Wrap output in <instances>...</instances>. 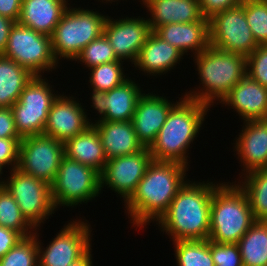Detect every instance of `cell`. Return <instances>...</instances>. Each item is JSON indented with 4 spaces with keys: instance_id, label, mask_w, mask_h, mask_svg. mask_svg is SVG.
Returning <instances> with one entry per match:
<instances>
[{
    "instance_id": "6da1fadb",
    "label": "cell",
    "mask_w": 267,
    "mask_h": 266,
    "mask_svg": "<svg viewBox=\"0 0 267 266\" xmlns=\"http://www.w3.org/2000/svg\"><path fill=\"white\" fill-rule=\"evenodd\" d=\"M186 171L187 166L179 162L152 160L136 191L124 204L133 226L145 227L160 219L187 182Z\"/></svg>"
},
{
    "instance_id": "7a4b0ae2",
    "label": "cell",
    "mask_w": 267,
    "mask_h": 266,
    "mask_svg": "<svg viewBox=\"0 0 267 266\" xmlns=\"http://www.w3.org/2000/svg\"><path fill=\"white\" fill-rule=\"evenodd\" d=\"M188 180L157 221L161 231L174 241L209 240L211 200L220 183Z\"/></svg>"
},
{
    "instance_id": "3957f363",
    "label": "cell",
    "mask_w": 267,
    "mask_h": 266,
    "mask_svg": "<svg viewBox=\"0 0 267 266\" xmlns=\"http://www.w3.org/2000/svg\"><path fill=\"white\" fill-rule=\"evenodd\" d=\"M210 106L183 96L170 109L166 122L148 148L153 161L188 164L190 144L197 137ZM188 149V150H187ZM187 154V155H186Z\"/></svg>"
},
{
    "instance_id": "277c9868",
    "label": "cell",
    "mask_w": 267,
    "mask_h": 266,
    "mask_svg": "<svg viewBox=\"0 0 267 266\" xmlns=\"http://www.w3.org/2000/svg\"><path fill=\"white\" fill-rule=\"evenodd\" d=\"M194 58L203 87L185 92L184 96L210 107L216 103L215 100L221 102L246 75V57L241 54L225 52L209 45Z\"/></svg>"
},
{
    "instance_id": "5b68a950",
    "label": "cell",
    "mask_w": 267,
    "mask_h": 266,
    "mask_svg": "<svg viewBox=\"0 0 267 266\" xmlns=\"http://www.w3.org/2000/svg\"><path fill=\"white\" fill-rule=\"evenodd\" d=\"M220 183L211 200L209 240L220 244H237L256 222L248 199L237 184Z\"/></svg>"
},
{
    "instance_id": "8992f818",
    "label": "cell",
    "mask_w": 267,
    "mask_h": 266,
    "mask_svg": "<svg viewBox=\"0 0 267 266\" xmlns=\"http://www.w3.org/2000/svg\"><path fill=\"white\" fill-rule=\"evenodd\" d=\"M68 7L51 36L54 58L75 60L90 42L104 33L108 16L97 11Z\"/></svg>"
},
{
    "instance_id": "52a82bcc",
    "label": "cell",
    "mask_w": 267,
    "mask_h": 266,
    "mask_svg": "<svg viewBox=\"0 0 267 266\" xmlns=\"http://www.w3.org/2000/svg\"><path fill=\"white\" fill-rule=\"evenodd\" d=\"M100 173L94 168L64 157L51 184L55 208L74 207L95 200L101 193Z\"/></svg>"
},
{
    "instance_id": "ba28073f",
    "label": "cell",
    "mask_w": 267,
    "mask_h": 266,
    "mask_svg": "<svg viewBox=\"0 0 267 266\" xmlns=\"http://www.w3.org/2000/svg\"><path fill=\"white\" fill-rule=\"evenodd\" d=\"M3 56L10 58L34 76L54 70L59 62L54 58L51 37L16 22L9 33Z\"/></svg>"
},
{
    "instance_id": "9c48e42d",
    "label": "cell",
    "mask_w": 267,
    "mask_h": 266,
    "mask_svg": "<svg viewBox=\"0 0 267 266\" xmlns=\"http://www.w3.org/2000/svg\"><path fill=\"white\" fill-rule=\"evenodd\" d=\"M52 91L48 80L42 75L34 76L11 106L16 130L22 138L44 133L51 105L59 95Z\"/></svg>"
},
{
    "instance_id": "30bf717a",
    "label": "cell",
    "mask_w": 267,
    "mask_h": 266,
    "mask_svg": "<svg viewBox=\"0 0 267 266\" xmlns=\"http://www.w3.org/2000/svg\"><path fill=\"white\" fill-rule=\"evenodd\" d=\"M4 187L16 200L22 215L35 228L40 227L56 209L51 196V185L27 174L17 167L12 169Z\"/></svg>"
},
{
    "instance_id": "8fae6325",
    "label": "cell",
    "mask_w": 267,
    "mask_h": 266,
    "mask_svg": "<svg viewBox=\"0 0 267 266\" xmlns=\"http://www.w3.org/2000/svg\"><path fill=\"white\" fill-rule=\"evenodd\" d=\"M209 43L225 52L247 57L258 46L245 17L244 0L209 19Z\"/></svg>"
},
{
    "instance_id": "7c38bea8",
    "label": "cell",
    "mask_w": 267,
    "mask_h": 266,
    "mask_svg": "<svg viewBox=\"0 0 267 266\" xmlns=\"http://www.w3.org/2000/svg\"><path fill=\"white\" fill-rule=\"evenodd\" d=\"M82 220L68 222L46 248L38 239V266H69L81 260L91 249V228Z\"/></svg>"
},
{
    "instance_id": "4fadbf2b",
    "label": "cell",
    "mask_w": 267,
    "mask_h": 266,
    "mask_svg": "<svg viewBox=\"0 0 267 266\" xmlns=\"http://www.w3.org/2000/svg\"><path fill=\"white\" fill-rule=\"evenodd\" d=\"M64 157L63 142L44 134L26 136L20 142L17 168L51 185Z\"/></svg>"
},
{
    "instance_id": "5bb4252c",
    "label": "cell",
    "mask_w": 267,
    "mask_h": 266,
    "mask_svg": "<svg viewBox=\"0 0 267 266\" xmlns=\"http://www.w3.org/2000/svg\"><path fill=\"white\" fill-rule=\"evenodd\" d=\"M151 162L152 155L147 147L131 155L108 159L100 173L101 190L107 186L121 195L125 203L136 191Z\"/></svg>"
},
{
    "instance_id": "9a60e30c",
    "label": "cell",
    "mask_w": 267,
    "mask_h": 266,
    "mask_svg": "<svg viewBox=\"0 0 267 266\" xmlns=\"http://www.w3.org/2000/svg\"><path fill=\"white\" fill-rule=\"evenodd\" d=\"M151 27L144 17L111 19L104 25V34L119 60L135 63L139 52L151 33Z\"/></svg>"
},
{
    "instance_id": "2e32d148",
    "label": "cell",
    "mask_w": 267,
    "mask_h": 266,
    "mask_svg": "<svg viewBox=\"0 0 267 266\" xmlns=\"http://www.w3.org/2000/svg\"><path fill=\"white\" fill-rule=\"evenodd\" d=\"M75 99L73 96L58 95L51 105L44 135L64 143L92 125L80 101Z\"/></svg>"
},
{
    "instance_id": "e0dca14e",
    "label": "cell",
    "mask_w": 267,
    "mask_h": 266,
    "mask_svg": "<svg viewBox=\"0 0 267 266\" xmlns=\"http://www.w3.org/2000/svg\"><path fill=\"white\" fill-rule=\"evenodd\" d=\"M142 92L140 85L128 77L110 91L95 94L91 107L100 114L95 121H131Z\"/></svg>"
},
{
    "instance_id": "ac0fdd59",
    "label": "cell",
    "mask_w": 267,
    "mask_h": 266,
    "mask_svg": "<svg viewBox=\"0 0 267 266\" xmlns=\"http://www.w3.org/2000/svg\"><path fill=\"white\" fill-rule=\"evenodd\" d=\"M178 101L172 103L168 98L155 93H143L136 105L132 124L138 141L149 148L155 141L161 127L166 122L170 109Z\"/></svg>"
},
{
    "instance_id": "d6986e66",
    "label": "cell",
    "mask_w": 267,
    "mask_h": 266,
    "mask_svg": "<svg viewBox=\"0 0 267 266\" xmlns=\"http://www.w3.org/2000/svg\"><path fill=\"white\" fill-rule=\"evenodd\" d=\"M243 124L245 126L233 144L245 175L267 169V119L244 121Z\"/></svg>"
},
{
    "instance_id": "ffe728a7",
    "label": "cell",
    "mask_w": 267,
    "mask_h": 266,
    "mask_svg": "<svg viewBox=\"0 0 267 266\" xmlns=\"http://www.w3.org/2000/svg\"><path fill=\"white\" fill-rule=\"evenodd\" d=\"M220 103L231 106L244 121L267 119V87L247 74Z\"/></svg>"
},
{
    "instance_id": "44dd1931",
    "label": "cell",
    "mask_w": 267,
    "mask_h": 266,
    "mask_svg": "<svg viewBox=\"0 0 267 266\" xmlns=\"http://www.w3.org/2000/svg\"><path fill=\"white\" fill-rule=\"evenodd\" d=\"M162 40L170 43L183 54L189 50L195 55L209 45V19L189 23H170L153 31Z\"/></svg>"
},
{
    "instance_id": "7402d4cb",
    "label": "cell",
    "mask_w": 267,
    "mask_h": 266,
    "mask_svg": "<svg viewBox=\"0 0 267 266\" xmlns=\"http://www.w3.org/2000/svg\"><path fill=\"white\" fill-rule=\"evenodd\" d=\"M96 128L107 159L131 155L144 147L138 141L132 121H95Z\"/></svg>"
},
{
    "instance_id": "603a6c76",
    "label": "cell",
    "mask_w": 267,
    "mask_h": 266,
    "mask_svg": "<svg viewBox=\"0 0 267 266\" xmlns=\"http://www.w3.org/2000/svg\"><path fill=\"white\" fill-rule=\"evenodd\" d=\"M183 53L153 31L147 37L134 63L138 70L153 76L167 73L181 61Z\"/></svg>"
},
{
    "instance_id": "cb8c5ba5",
    "label": "cell",
    "mask_w": 267,
    "mask_h": 266,
    "mask_svg": "<svg viewBox=\"0 0 267 266\" xmlns=\"http://www.w3.org/2000/svg\"><path fill=\"white\" fill-rule=\"evenodd\" d=\"M68 0H22L18 23L36 32L52 36Z\"/></svg>"
},
{
    "instance_id": "d4e9b609",
    "label": "cell",
    "mask_w": 267,
    "mask_h": 266,
    "mask_svg": "<svg viewBox=\"0 0 267 266\" xmlns=\"http://www.w3.org/2000/svg\"><path fill=\"white\" fill-rule=\"evenodd\" d=\"M151 14V31L170 23H189L204 19L198 0H144Z\"/></svg>"
},
{
    "instance_id": "484cf974",
    "label": "cell",
    "mask_w": 267,
    "mask_h": 266,
    "mask_svg": "<svg viewBox=\"0 0 267 266\" xmlns=\"http://www.w3.org/2000/svg\"><path fill=\"white\" fill-rule=\"evenodd\" d=\"M65 157L90 166L101 173L107 162L96 128L91 125L84 132L64 142Z\"/></svg>"
},
{
    "instance_id": "4316f807",
    "label": "cell",
    "mask_w": 267,
    "mask_h": 266,
    "mask_svg": "<svg viewBox=\"0 0 267 266\" xmlns=\"http://www.w3.org/2000/svg\"><path fill=\"white\" fill-rule=\"evenodd\" d=\"M33 77L27 69L0 55V108H11Z\"/></svg>"
},
{
    "instance_id": "83f0119b",
    "label": "cell",
    "mask_w": 267,
    "mask_h": 266,
    "mask_svg": "<svg viewBox=\"0 0 267 266\" xmlns=\"http://www.w3.org/2000/svg\"><path fill=\"white\" fill-rule=\"evenodd\" d=\"M237 244L243 266H267V221H256Z\"/></svg>"
},
{
    "instance_id": "f1b7e54d",
    "label": "cell",
    "mask_w": 267,
    "mask_h": 266,
    "mask_svg": "<svg viewBox=\"0 0 267 266\" xmlns=\"http://www.w3.org/2000/svg\"><path fill=\"white\" fill-rule=\"evenodd\" d=\"M238 182L247 196L256 221H267V169L255 170Z\"/></svg>"
},
{
    "instance_id": "f546056e",
    "label": "cell",
    "mask_w": 267,
    "mask_h": 266,
    "mask_svg": "<svg viewBox=\"0 0 267 266\" xmlns=\"http://www.w3.org/2000/svg\"><path fill=\"white\" fill-rule=\"evenodd\" d=\"M173 244L177 266H215L210 240H178Z\"/></svg>"
},
{
    "instance_id": "4dcf8cb0",
    "label": "cell",
    "mask_w": 267,
    "mask_h": 266,
    "mask_svg": "<svg viewBox=\"0 0 267 266\" xmlns=\"http://www.w3.org/2000/svg\"><path fill=\"white\" fill-rule=\"evenodd\" d=\"M0 226L12 229L23 237L35 233L31 230L35 228L22 215L16 200L4 186L0 187Z\"/></svg>"
},
{
    "instance_id": "1f68e13d",
    "label": "cell",
    "mask_w": 267,
    "mask_h": 266,
    "mask_svg": "<svg viewBox=\"0 0 267 266\" xmlns=\"http://www.w3.org/2000/svg\"><path fill=\"white\" fill-rule=\"evenodd\" d=\"M122 62L124 61H113L90 69L89 82L93 89L91 98L95 94L110 91L128 79L123 72Z\"/></svg>"
},
{
    "instance_id": "d6a6232c",
    "label": "cell",
    "mask_w": 267,
    "mask_h": 266,
    "mask_svg": "<svg viewBox=\"0 0 267 266\" xmlns=\"http://www.w3.org/2000/svg\"><path fill=\"white\" fill-rule=\"evenodd\" d=\"M37 232L35 229L34 234L24 237L0 258V266H38Z\"/></svg>"
},
{
    "instance_id": "836d02e7",
    "label": "cell",
    "mask_w": 267,
    "mask_h": 266,
    "mask_svg": "<svg viewBox=\"0 0 267 266\" xmlns=\"http://www.w3.org/2000/svg\"><path fill=\"white\" fill-rule=\"evenodd\" d=\"M78 60L89 69L113 61H121L117 58L104 33L82 49L81 53L75 58V61Z\"/></svg>"
},
{
    "instance_id": "e575fe53",
    "label": "cell",
    "mask_w": 267,
    "mask_h": 266,
    "mask_svg": "<svg viewBox=\"0 0 267 266\" xmlns=\"http://www.w3.org/2000/svg\"><path fill=\"white\" fill-rule=\"evenodd\" d=\"M246 20L258 45H267V0H244Z\"/></svg>"
},
{
    "instance_id": "d590c367",
    "label": "cell",
    "mask_w": 267,
    "mask_h": 266,
    "mask_svg": "<svg viewBox=\"0 0 267 266\" xmlns=\"http://www.w3.org/2000/svg\"><path fill=\"white\" fill-rule=\"evenodd\" d=\"M246 74L263 87H267V45H258L246 57Z\"/></svg>"
},
{
    "instance_id": "8d00e7d4",
    "label": "cell",
    "mask_w": 267,
    "mask_h": 266,
    "mask_svg": "<svg viewBox=\"0 0 267 266\" xmlns=\"http://www.w3.org/2000/svg\"><path fill=\"white\" fill-rule=\"evenodd\" d=\"M215 266H243L238 244H220L210 241Z\"/></svg>"
},
{
    "instance_id": "74e56055",
    "label": "cell",
    "mask_w": 267,
    "mask_h": 266,
    "mask_svg": "<svg viewBox=\"0 0 267 266\" xmlns=\"http://www.w3.org/2000/svg\"><path fill=\"white\" fill-rule=\"evenodd\" d=\"M22 138H0V165L12 170L18 167L19 146Z\"/></svg>"
},
{
    "instance_id": "f35d334b",
    "label": "cell",
    "mask_w": 267,
    "mask_h": 266,
    "mask_svg": "<svg viewBox=\"0 0 267 266\" xmlns=\"http://www.w3.org/2000/svg\"><path fill=\"white\" fill-rule=\"evenodd\" d=\"M204 18L210 19L215 14L240 5L243 0H198Z\"/></svg>"
},
{
    "instance_id": "ab89813d",
    "label": "cell",
    "mask_w": 267,
    "mask_h": 266,
    "mask_svg": "<svg viewBox=\"0 0 267 266\" xmlns=\"http://www.w3.org/2000/svg\"><path fill=\"white\" fill-rule=\"evenodd\" d=\"M0 138H22L16 130L11 108H0Z\"/></svg>"
},
{
    "instance_id": "60d3db41",
    "label": "cell",
    "mask_w": 267,
    "mask_h": 266,
    "mask_svg": "<svg viewBox=\"0 0 267 266\" xmlns=\"http://www.w3.org/2000/svg\"><path fill=\"white\" fill-rule=\"evenodd\" d=\"M24 237L6 227L0 226V258H2L12 247H14Z\"/></svg>"
},
{
    "instance_id": "b9f144b4",
    "label": "cell",
    "mask_w": 267,
    "mask_h": 266,
    "mask_svg": "<svg viewBox=\"0 0 267 266\" xmlns=\"http://www.w3.org/2000/svg\"><path fill=\"white\" fill-rule=\"evenodd\" d=\"M22 0H0V15L18 22Z\"/></svg>"
},
{
    "instance_id": "7bdbcfd3",
    "label": "cell",
    "mask_w": 267,
    "mask_h": 266,
    "mask_svg": "<svg viewBox=\"0 0 267 266\" xmlns=\"http://www.w3.org/2000/svg\"><path fill=\"white\" fill-rule=\"evenodd\" d=\"M15 23L14 20L0 15V55H3L6 49L10 30Z\"/></svg>"
},
{
    "instance_id": "ee69618b",
    "label": "cell",
    "mask_w": 267,
    "mask_h": 266,
    "mask_svg": "<svg viewBox=\"0 0 267 266\" xmlns=\"http://www.w3.org/2000/svg\"><path fill=\"white\" fill-rule=\"evenodd\" d=\"M91 250L81 259L69 266H93Z\"/></svg>"
},
{
    "instance_id": "f6af8a7d",
    "label": "cell",
    "mask_w": 267,
    "mask_h": 266,
    "mask_svg": "<svg viewBox=\"0 0 267 266\" xmlns=\"http://www.w3.org/2000/svg\"><path fill=\"white\" fill-rule=\"evenodd\" d=\"M3 167L0 165V176H2L1 174H3V169H2ZM1 180H0V187H2L3 185H4V181H5V179H3L2 180V178H0Z\"/></svg>"
},
{
    "instance_id": "bcb514c9",
    "label": "cell",
    "mask_w": 267,
    "mask_h": 266,
    "mask_svg": "<svg viewBox=\"0 0 267 266\" xmlns=\"http://www.w3.org/2000/svg\"><path fill=\"white\" fill-rule=\"evenodd\" d=\"M103 1H106L105 3H107V2H111L112 3V2H115V1H118V0H115V1L114 0H102V2ZM141 1L144 3V0H141Z\"/></svg>"
}]
</instances>
